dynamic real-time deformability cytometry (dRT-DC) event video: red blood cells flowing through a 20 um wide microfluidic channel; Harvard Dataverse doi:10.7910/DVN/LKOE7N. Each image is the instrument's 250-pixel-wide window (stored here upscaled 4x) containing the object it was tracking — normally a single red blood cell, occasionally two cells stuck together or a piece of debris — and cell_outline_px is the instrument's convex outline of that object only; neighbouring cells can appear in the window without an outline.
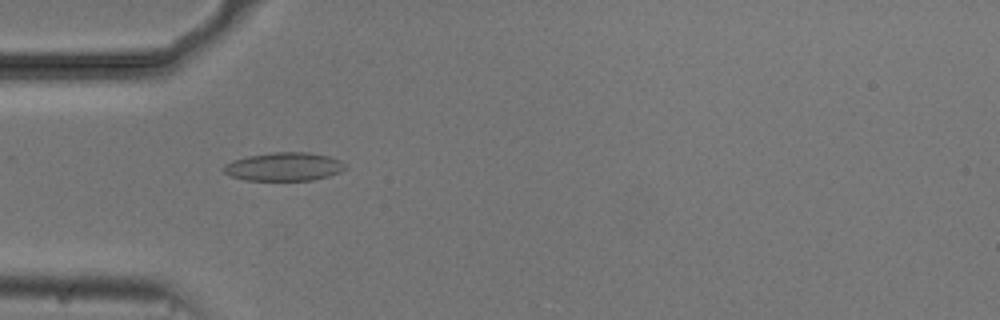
{"species": "common noctule bat (a hibernating species)", "species_latin": "Nyctalus noctula", "temperature_condition": "cold", "stored_images_in_passage": 53, "camera_frame_rate_fps": 3000, "um_per_image_px": 0.085, "animal": {"sex": "male", "body_mass_g": 20.5, "forearm_length_mm": 52.5}, "frame": {"image": 1, "passage_image": 16, "time_ms": 5.0, "image_size_px": [1000, 320], "cell_outline_px": [[348, 168], [340, 172], [328, 176], [312, 180], [244, 180], [232, 176], [224, 172], [224, 164], [232, 160], [248, 156], [272, 152], [308, 152], [328, 156], [340, 160], [348, 164]], "centroid_in_image_um": [24.18, 14.16], "position_along_channel_um": 60.8, "area_um2": 20.23}}
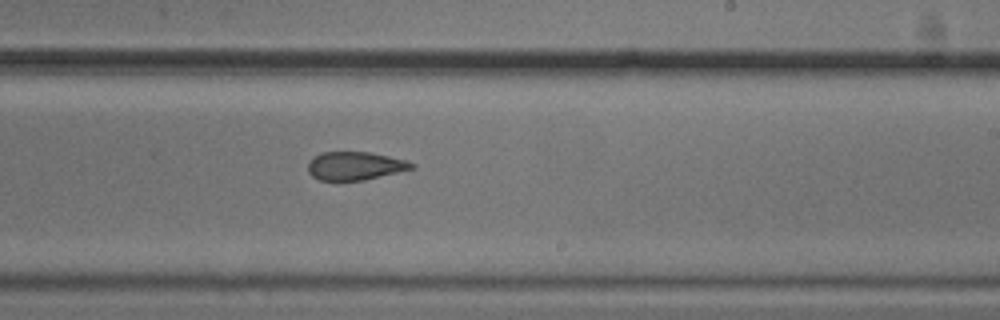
{"frame": {"image": 2, "passage_image": 32, "time_ms": 10.333, "image_size_px": [1000, 320], "cell_outline_px": [[416, 168], [364, 180], [320, 180], [312, 176], [308, 172], [308, 160], [312, 156], [324, 152], [368, 152], [408, 160], [416, 164]], "centroid_in_image_um": [30.19, 14.09], "position_along_channel_um": 258.8, "area_um2": 17.22}}
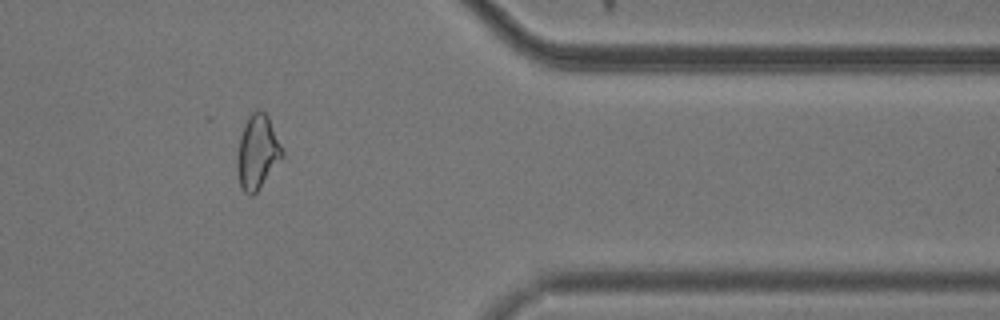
{"frame": {"image": 3, "passage_image": 44, "time_ms": 14.333, "image_size_px": [1000, 320], "cell_outline_px": [[284, 156], [256, 192], [252, 196], [248, 196], [240, 188], [236, 168], [236, 156], [240, 136], [244, 124], [248, 116], [256, 108], [264, 112], [268, 116], [284, 152]], "centroid_in_image_um": [21.85, 12.94], "position_along_channel_um": 389.5, "area_um2": 19.65}, "authors_computed_cell_mechanics": {"area_um2": 19.652, "velocity_mm_per_s": 3.7384, "shape_relaxation_time_tau1_ms": 8.0725, "shape_relaxation_time_tau2_ms": 3.0737, "deformation_change_tau1": 0.1364, "deformation_change_tau2": 0.0722}}